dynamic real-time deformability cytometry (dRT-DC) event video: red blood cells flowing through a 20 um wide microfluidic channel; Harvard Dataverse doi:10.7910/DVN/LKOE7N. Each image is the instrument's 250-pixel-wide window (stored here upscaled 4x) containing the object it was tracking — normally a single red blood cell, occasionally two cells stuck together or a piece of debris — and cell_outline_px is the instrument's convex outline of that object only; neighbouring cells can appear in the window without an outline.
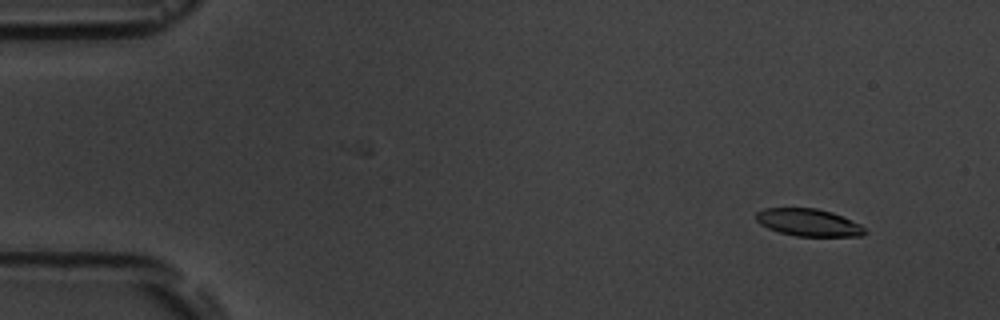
{"species": "common noctule bat (a hibernating species)", "species_latin": "Nyctalus noctula", "temperature_condition": "room temperature", "stored_images_in_passage": 10, "camera_frame_rate_fps": 3000, "um_per_image_px": 0.085, "animal": {"sex": "male", "body_mass_g": 19.5, "forearm_length_mm": 54.6}, "frame": {"image": 1, "passage_image": 1, "time_ms": 0.0, "image_size_px": [1000, 320], "cell_outline_px": [[868, 232], [860, 236], [796, 236], [780, 232], [768, 228], [760, 224], [756, 220], [756, 212], [764, 208], [816, 208], [832, 212], [860, 224]], "centroid_in_image_um": [68.71, 18.91], "position_along_channel_um": 16.3, "area_um2": 17.28}}
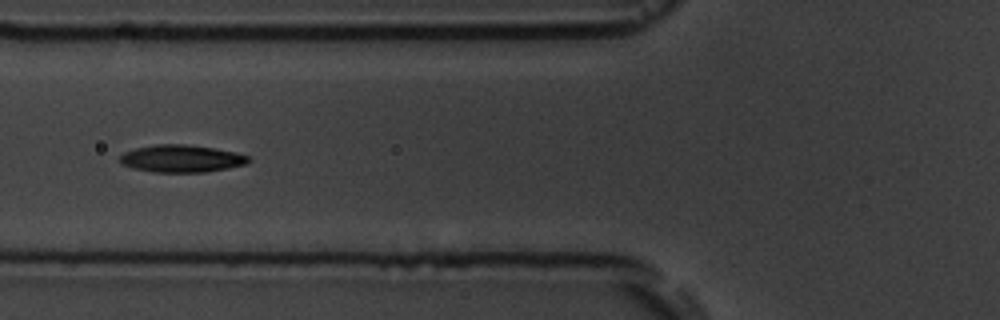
{"frame": {"image": 2, "passage_image": 6, "time_ms": 5.667, "image_size_px": [1000, 320], "cell_outline_px": [[252, 160], [244, 164], [228, 168], [204, 172], [152, 172], [132, 168], [124, 164], [120, 160], [120, 156], [124, 152], [136, 148], [156, 144], [184, 144], [212, 148], [236, 152], [248, 156]], "centroid_in_image_um": [15.42, 13.48], "position_along_channel_um": 110.4, "area_um2": 20.35}}
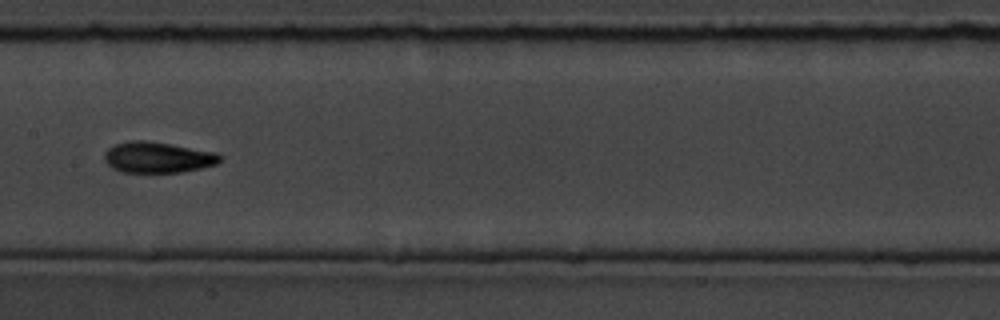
{"frame": {"image": 3, "passage_image": 8, "time_ms": 8.0, "image_size_px": [1000, 320], "cell_outline_px": [[220, 160], [216, 164], [200, 168], [180, 172], [120, 172], [112, 168], [104, 160], [104, 152], [108, 148], [116, 144], [132, 140], [144, 140], [216, 152], [220, 156]], "centroid_in_image_um": [13.36, 13.38], "position_along_channel_um": 194.0, "area_um2": 20.58}}